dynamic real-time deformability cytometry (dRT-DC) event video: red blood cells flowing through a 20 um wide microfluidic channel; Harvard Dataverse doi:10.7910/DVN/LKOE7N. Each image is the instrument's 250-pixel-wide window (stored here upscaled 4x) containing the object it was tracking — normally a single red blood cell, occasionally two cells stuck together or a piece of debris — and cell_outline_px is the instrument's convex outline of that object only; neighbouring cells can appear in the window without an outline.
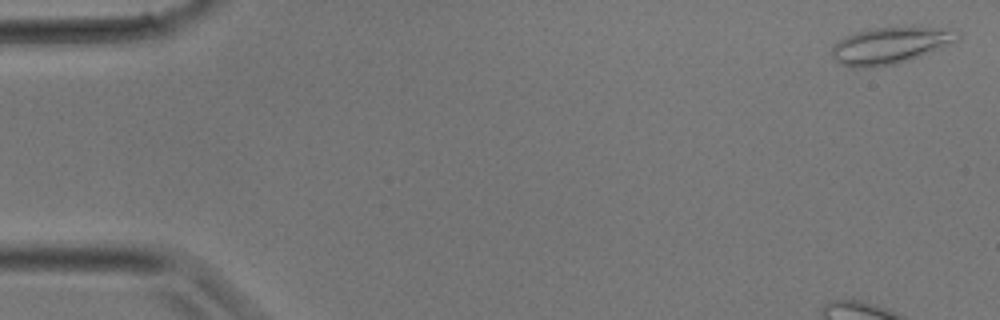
{"species": "common noctule bat (a hibernating species)", "species_latin": "Nyctalus noctula", "temperature_condition": "room temperature", "stored_images_in_passage": 34, "camera_frame_rate_fps": 3000, "um_per_image_px": 0.085, "animal": {"sex": "male", "body_mass_g": 17.9}, "frame": {"image": 1, "passage_image": 1, "time_ms": 0.0, "image_size_px": [1000, 320], "cell_outline_px": [[960, 40], [920, 56], [896, 64], [872, 68], [852, 68], [840, 64], [832, 56], [832, 44], [844, 36], [856, 32], [872, 28], [912, 24], [956, 28], [960, 32]], "centroid_in_image_um": [75.74, 3.81], "position_along_channel_um": 9.3, "area_um2": 28.21}}